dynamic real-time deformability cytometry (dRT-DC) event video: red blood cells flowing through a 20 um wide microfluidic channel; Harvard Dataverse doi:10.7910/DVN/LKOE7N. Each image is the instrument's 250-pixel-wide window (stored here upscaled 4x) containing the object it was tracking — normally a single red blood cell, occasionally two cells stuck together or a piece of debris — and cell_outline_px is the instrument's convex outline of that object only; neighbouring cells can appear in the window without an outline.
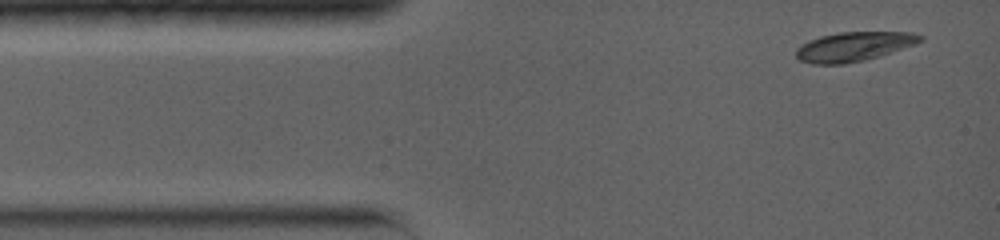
{"species": "common noctule bat (a hibernating species)", "species_latin": "Nyctalus noctula", "temperature_condition": "warm", "stored_images_in_passage": 22, "camera_frame_rate_fps": 5000, "um_per_image_px": 0.085, "animal": {"sex": "female", "body_mass_g": 19.0, "forearm_length_mm": 56.7}, "frame": {"image": 1, "passage_image": 1, "time_ms": 0.0, "image_size_px": [1000, 240], "cell_outline_px": [[924, 40], [916, 44], [864, 60], [844, 64], [812, 64], [800, 60], [796, 56], [796, 48], [820, 36], [840, 32], [912, 32], [924, 36]], "centroid_in_image_um": [72.6, 3.95], "position_along_channel_um": 12.4, "area_um2": 20.98}}
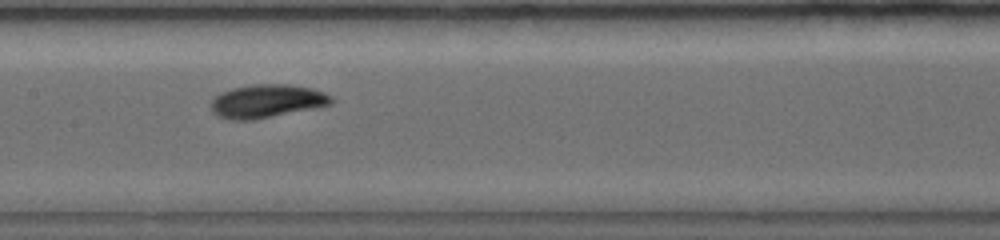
{"frame": {"image": 2, "passage_image": 12, "time_ms": 5.8, "image_size_px": [1000, 240], "cell_outline_px": [[336, 100], [332, 104], [252, 120], [228, 120], [212, 112], [212, 100], [220, 92], [232, 88], [252, 84], [288, 84], [312, 88], [324, 92], [332, 96]], "centroid_in_image_um": [22.69, 8.58], "position_along_channel_um": 184.7, "area_um2": 23.29}}
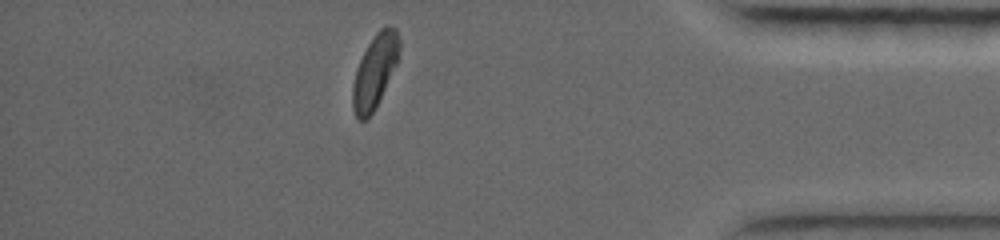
{"frame": {"image": 3, "passage_image": 22, "time_ms": 12.2, "image_size_px": [1000, 240], "cell_outline_px": [[400, 48], [396, 64], [376, 108], [364, 120], [360, 120], [356, 116], [352, 108], [352, 88], [356, 68], [368, 44], [376, 32], [380, 28], [388, 24], [396, 28], [400, 40]], "centroid_in_image_um": [31.86, 6.02], "position_along_channel_um": 403.3, "area_um2": 19.88}, "authors_computed_cell_mechanics": {"area_um2": 21.964, "velocity_mm_per_s": 3.9489, "shape_relaxation_time_tau1_ms": 2.2761, "shape_relaxation_time_tau2_ms": 5.6114, "deformation_change_tau1": 0.1142, "deformation_change_tau2": 0.084}}